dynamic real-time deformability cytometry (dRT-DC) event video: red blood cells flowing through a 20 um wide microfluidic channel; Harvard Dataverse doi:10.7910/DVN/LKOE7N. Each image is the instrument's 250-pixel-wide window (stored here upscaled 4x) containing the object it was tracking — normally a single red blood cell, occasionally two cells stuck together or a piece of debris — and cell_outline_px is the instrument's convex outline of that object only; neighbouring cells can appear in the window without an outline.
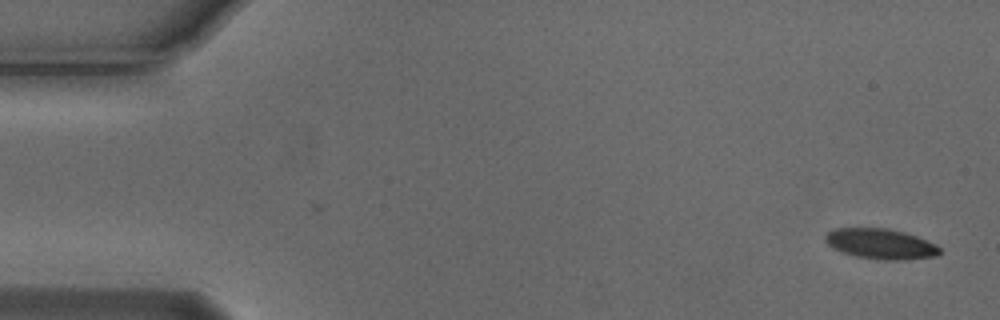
{"species": "Egyptian fruit bat (a non-hibernating species)", "species_latin": "Rousettus aegyptiacus", "temperature_condition": "cold", "stored_images_in_passage": 53, "camera_frame_rate_fps": 3000, "um_per_image_px": 0.085, "animal": {"sex": "male"}, "frame": {"image": 1, "passage_image": 1, "time_ms": 0.0, "image_size_px": [1000, 320], "cell_outline_px": [[940, 252], [936, 256], [908, 260], [884, 260], [856, 256], [840, 252], [832, 248], [824, 240], [824, 236], [828, 232], [836, 228], [888, 228], [904, 232], [916, 236], [936, 244], [940, 248]], "centroid_in_image_um": [74.84, 20.73], "position_along_channel_um": 10.2, "area_um2": 20.35}}
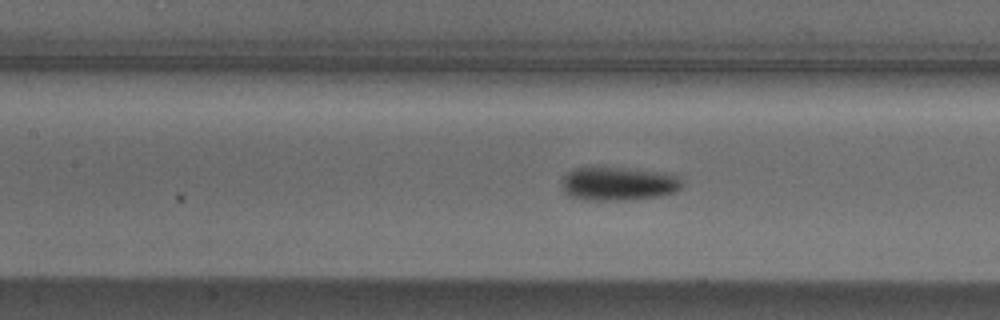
{"frame": {"image": 2, "passage_image": 23, "time_ms": 7.333, "image_size_px": [1000, 320], "cell_outline_px": [[684, 188], [676, 192], [656, 196], [624, 200], [584, 200], [568, 196], [564, 192], [560, 184], [564, 176], [568, 172], [576, 168], [620, 168], [664, 172], [680, 176], [684, 184]], "centroid_in_image_um": [52.59, 15.62], "position_along_channel_um": 154.8, "area_um2": 23.7}}
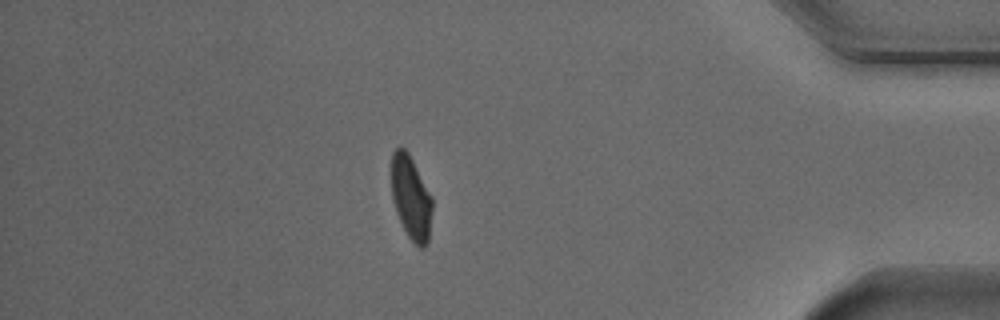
{"frame": {"image": 3, "passage_image": 46, "time_ms": 15.0, "image_size_px": [1000, 320], "cell_outline_px": [[432, 208], [428, 240], [424, 248], [420, 248], [408, 236], [396, 212], [392, 196], [392, 152], [396, 148], [404, 148], [408, 152], [432, 196]], "centroid_in_image_um": [34.94, 16.79], "position_along_channel_um": 400.3, "area_um2": 19.59}, "authors_computed_cell_mechanics": {"area_um2": 21.386, "velocity_mm_per_s": 3.7504, "shape_relaxation_time_tau1_ms": 2.382, "shape_relaxation_time_tau2_ms": 4.5881, "deformation_change_tau1": 0.1079, "deformation_change_tau2": 0.0716}}